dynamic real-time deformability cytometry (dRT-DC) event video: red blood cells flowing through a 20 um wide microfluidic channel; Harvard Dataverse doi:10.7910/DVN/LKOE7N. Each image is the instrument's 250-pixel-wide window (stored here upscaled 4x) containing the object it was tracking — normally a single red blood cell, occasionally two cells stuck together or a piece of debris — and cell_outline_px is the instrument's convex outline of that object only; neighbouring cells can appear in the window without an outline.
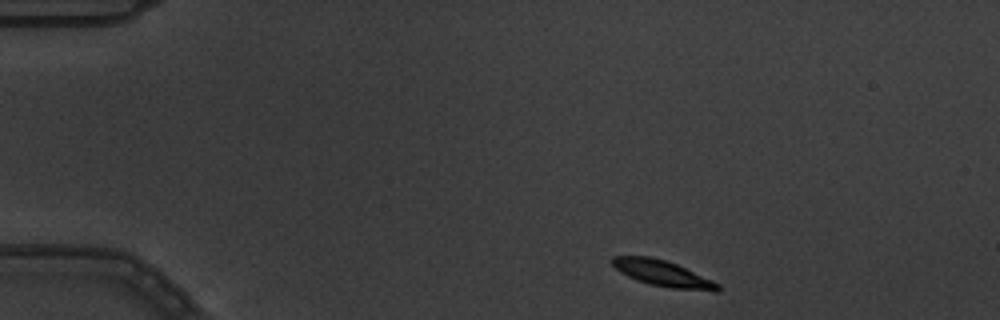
{"species": "common noctule bat (a hibernating species)", "species_latin": "Nyctalus noctula", "temperature_condition": "warm", "stored_images_in_passage": 13, "camera_frame_rate_fps": 3000, "um_per_image_px": 0.085, "animal": {"sex": "male", "body_mass_g": 19.5, "forearm_length_mm": 54.6}, "frame": {"image": 1, "passage_image": 1, "time_ms": 0.0, "image_size_px": [1000, 320], "cell_outline_px": [[720, 292], [716, 292], [672, 288], [652, 284], [636, 280], [620, 272], [608, 260], [612, 256], [652, 256], [676, 264], [712, 280], [720, 284]], "centroid_in_image_um": [56.32, 23.24], "position_along_channel_um": 28.7, "area_um2": 15.95}}
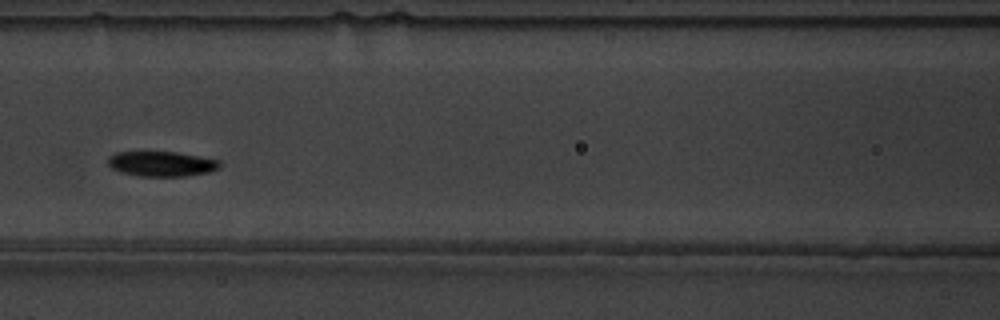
{"frame": {"image": 2, "passage_image": 5, "time_ms": 1.333, "image_size_px": [1000, 320], "cell_outline_px": [[220, 168], [208, 172], [184, 176], [140, 176], [120, 172], [112, 168], [108, 164], [108, 156], [116, 152], [176, 152], [220, 160]], "centroid_in_image_um": [13.72, 13.92], "position_along_channel_um": 152.9, "area_um2": 16.24}}
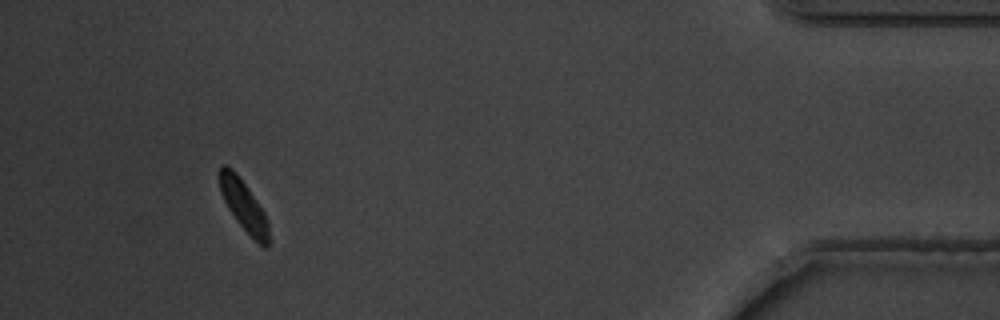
{"frame": {"image": 3, "passage_image": 12, "time_ms": 3.667, "image_size_px": [1000, 320], "cell_outline_px": [[268, 244], [264, 248], [236, 220], [228, 208], [220, 192], [220, 168], [224, 164], [232, 168], [236, 172], [248, 188], [264, 212], [268, 220]], "centroid_in_image_um": [20.71, 17.44], "position_along_channel_um": 414.5, "area_um2": 14.1}}